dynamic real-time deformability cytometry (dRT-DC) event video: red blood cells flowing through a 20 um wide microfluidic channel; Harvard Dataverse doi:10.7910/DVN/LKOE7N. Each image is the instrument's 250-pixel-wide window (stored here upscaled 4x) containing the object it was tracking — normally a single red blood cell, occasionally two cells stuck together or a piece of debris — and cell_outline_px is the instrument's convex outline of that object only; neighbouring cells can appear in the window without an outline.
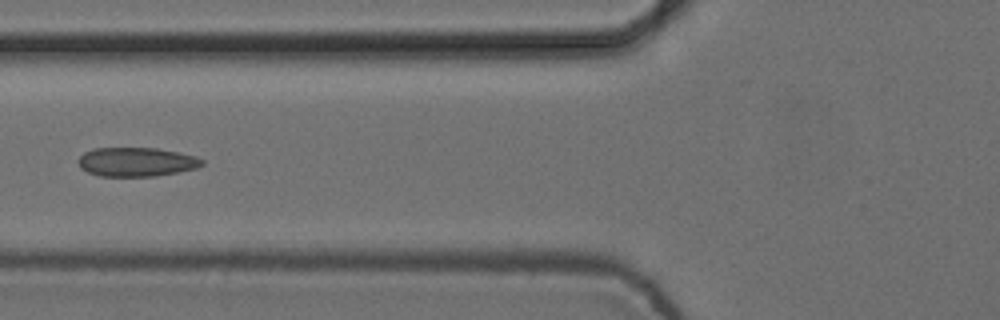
{"species": "common noctule bat (a hibernating species)", "species_latin": "Nyctalus noctula", "temperature_condition": "cold", "stored_images_in_passage": 7, "camera_frame_rate_fps": 3000, "um_per_image_px": 0.085, "animal": {"sex": "female", "body_mass_g": 24.6, "forearm_length_mm": 56.2}, "frame": {"image": 1, "passage_image": 6, "time_ms": 1.667, "image_size_px": [1000, 320], "cell_outline_px": [[204, 164], [196, 168], [156, 176], [100, 176], [88, 172], [80, 168], [76, 160], [84, 152], [92, 148], [156, 148], [196, 156], [204, 160]], "centroid_in_image_um": [11.56, 13.76], "position_along_channel_um": 114.2, "area_um2": 20.98}}
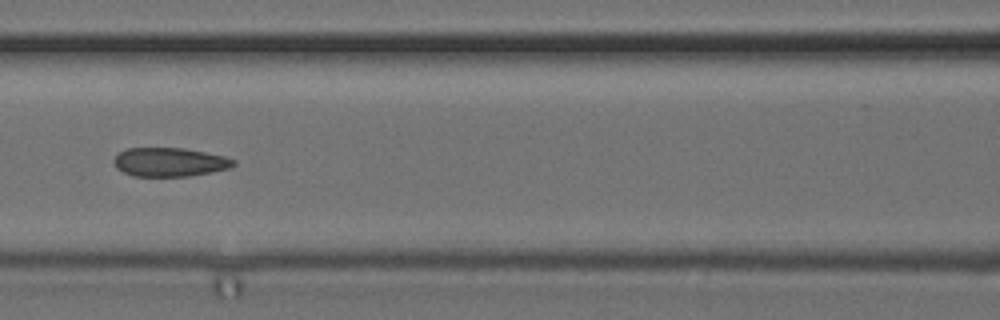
{"frame": {"image": 2, "passage_image": 7, "time_ms": 2.0, "image_size_px": [1000, 320], "cell_outline_px": [[236, 164], [232, 168], [212, 172], [188, 176], [132, 176], [116, 168], [112, 160], [120, 152], [128, 148], [184, 148], [224, 156], [236, 160]], "centroid_in_image_um": [14.44, 13.78], "position_along_channel_um": 152.2, "area_um2": 20.17}}